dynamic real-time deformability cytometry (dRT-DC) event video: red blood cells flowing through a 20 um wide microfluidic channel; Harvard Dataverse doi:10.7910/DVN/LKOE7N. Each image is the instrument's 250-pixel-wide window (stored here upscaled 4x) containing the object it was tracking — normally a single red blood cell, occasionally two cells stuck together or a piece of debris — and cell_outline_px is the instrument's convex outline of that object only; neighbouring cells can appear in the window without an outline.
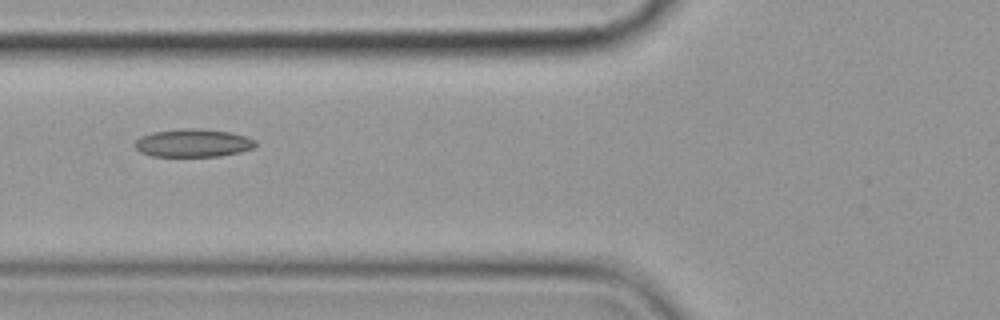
{"species": "common noctule bat (a hibernating species)", "species_latin": "Nyctalus noctula", "temperature_condition": "cold", "stored_images_in_passage": 3, "camera_frame_rate_fps": 3000, "um_per_image_px": 0.085, "animal": {"sex": "female", "body_mass_g": 19.9}, "frame": {"image": 1, "passage_image": 2, "time_ms": 1.0, "image_size_px": [1000, 320], "cell_outline_px": [[256, 144], [252, 148], [240, 152], [220, 156], [152, 156], [140, 152], [136, 148], [136, 140], [140, 136], [152, 132], [184, 128], [200, 128], [232, 132], [248, 136], [256, 140]], "centroid_in_image_um": [16.44, 12.14], "position_along_channel_um": 109.4, "area_um2": 19.83}}
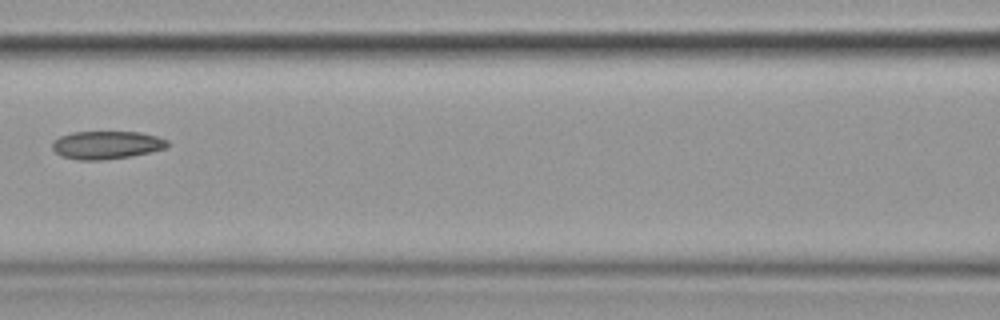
{"frame": {"image": 2, "passage_image": 3, "time_ms": 2.333, "image_size_px": [1000, 320], "cell_outline_px": [[168, 144], [164, 148], [132, 156], [100, 160], [76, 160], [60, 156], [52, 148], [52, 140], [60, 136], [72, 132], [140, 132], [156, 136], [168, 140]], "centroid_in_image_um": [9.0, 12.32], "position_along_channel_um": 157.6, "area_um2": 18.79}}